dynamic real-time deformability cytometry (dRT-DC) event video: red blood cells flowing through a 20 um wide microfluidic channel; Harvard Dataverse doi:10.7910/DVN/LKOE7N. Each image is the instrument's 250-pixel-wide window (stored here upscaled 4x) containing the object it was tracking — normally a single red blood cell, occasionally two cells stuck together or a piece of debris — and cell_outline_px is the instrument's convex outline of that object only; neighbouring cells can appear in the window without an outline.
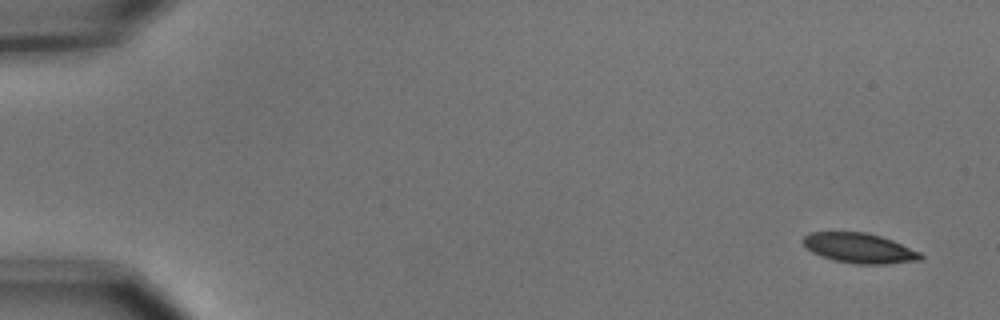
{"species": "common noctule bat (a hibernating species)", "species_latin": "Nyctalus noctula", "temperature_condition": "cold", "stored_images_in_passage": 5, "camera_frame_rate_fps": 3000, "um_per_image_px": 0.085, "animal": {"sex": "male", "body_mass_g": 15.6}, "frame": {"image": 1, "passage_image": 1, "time_ms": 0.0, "image_size_px": [1000, 320], "cell_outline_px": [[924, 256], [920, 260], [884, 264], [856, 264], [832, 260], [820, 256], [812, 252], [800, 240], [808, 232], [868, 232], [892, 240], [920, 252]], "centroid_in_image_um": [73.01, 21.09], "position_along_channel_um": 12.0, "area_um2": 20.58}}
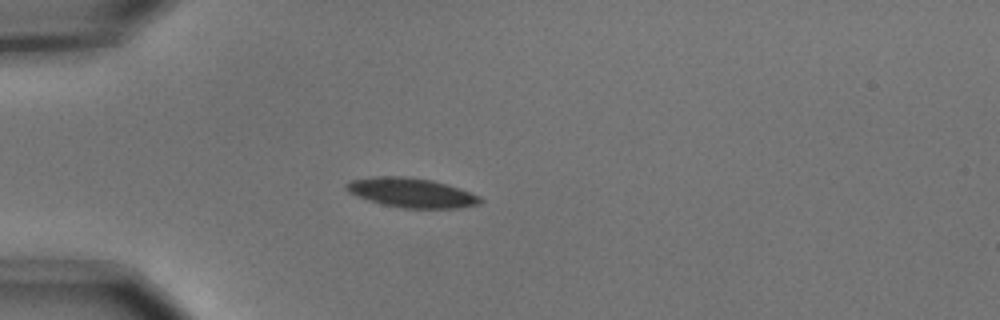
{"frame": {"image": 2, "passage_image": 4, "time_ms": 1.0, "image_size_px": [1000, 320], "cell_outline_px": [[484, 200], [480, 204], [460, 208], [404, 208], [384, 204], [368, 200], [356, 196], [348, 192], [344, 188], [344, 184], [352, 180], [372, 176], [404, 176], [432, 180], [460, 188], [480, 196]], "centroid_in_image_um": [34.97, 16.37], "position_along_channel_um": 50.0, "area_um2": 23.12}}